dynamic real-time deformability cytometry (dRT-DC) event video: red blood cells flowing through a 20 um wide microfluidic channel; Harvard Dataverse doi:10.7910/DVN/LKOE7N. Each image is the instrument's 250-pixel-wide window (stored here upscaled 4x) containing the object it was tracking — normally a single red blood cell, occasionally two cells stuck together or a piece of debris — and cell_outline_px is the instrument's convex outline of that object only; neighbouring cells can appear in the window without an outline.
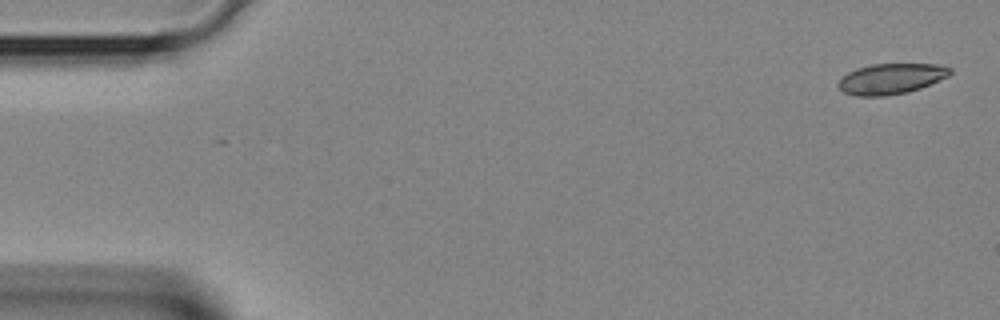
{"species": "Egyptian fruit bat (a non-hibernating species)", "species_latin": "Rousettus aegyptiacus", "temperature_condition": "room temperature", "stored_images_in_passage": 4, "camera_frame_rate_fps": 3000, "um_per_image_px": 0.085, "animal": {"sex": "female"}, "frame": {"image": 1, "passage_image": 1, "time_ms": 0.0, "image_size_px": [1000, 320], "cell_outline_px": [[952, 72], [948, 76], [920, 88], [908, 92], [884, 96], [856, 96], [844, 92], [836, 84], [848, 72], [856, 68], [872, 64], [940, 64], [952, 68]], "centroid_in_image_um": [75.75, 6.69], "position_along_channel_um": 9.3, "area_um2": 19.88}}
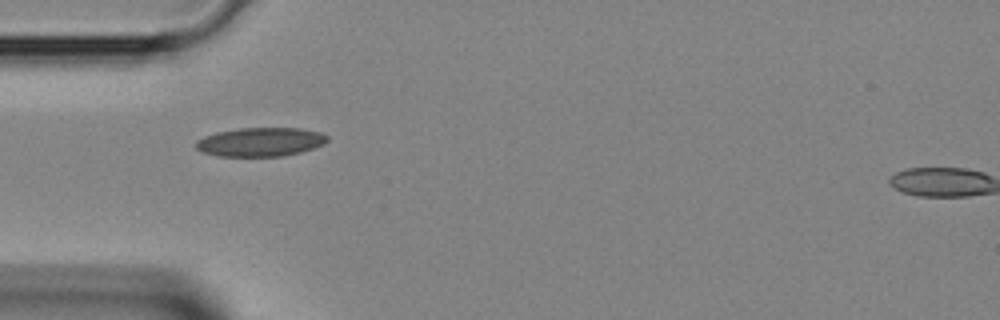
{"frame": {"image": 2, "passage_image": 3, "time_ms": 0.667, "image_size_px": [1000, 320], "cell_outline_px": [[328, 140], [324, 144], [300, 152], [284, 156], [216, 156], [200, 152], [196, 148], [196, 140], [204, 136], [216, 132], [240, 128], [300, 128], [320, 132], [328, 136]], "centroid_in_image_um": [22.11, 12.06], "position_along_channel_um": 62.9, "area_um2": 22.2}}
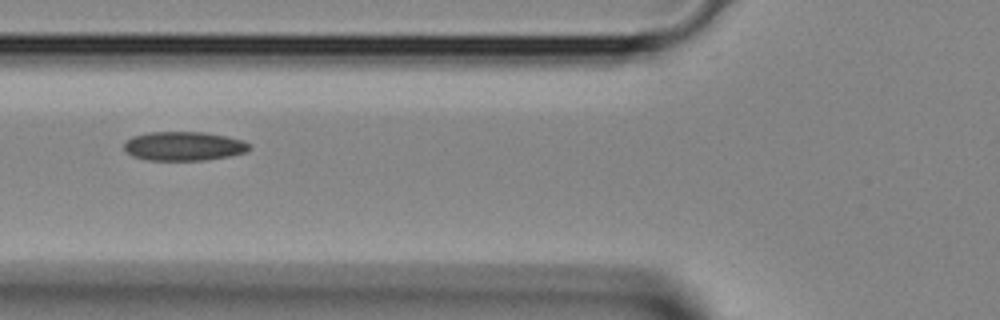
{"frame": {"image": 3, "passage_image": 4, "time_ms": 1.0, "image_size_px": [1000, 320], "cell_outline_px": [[252, 148], [248, 152], [208, 160], [144, 160], [132, 156], [124, 152], [124, 144], [132, 136], [148, 132], [204, 132], [228, 136], [244, 140]], "centroid_in_image_um": [15.63, 12.42], "position_along_channel_um": 110.2, "area_um2": 21.5}}